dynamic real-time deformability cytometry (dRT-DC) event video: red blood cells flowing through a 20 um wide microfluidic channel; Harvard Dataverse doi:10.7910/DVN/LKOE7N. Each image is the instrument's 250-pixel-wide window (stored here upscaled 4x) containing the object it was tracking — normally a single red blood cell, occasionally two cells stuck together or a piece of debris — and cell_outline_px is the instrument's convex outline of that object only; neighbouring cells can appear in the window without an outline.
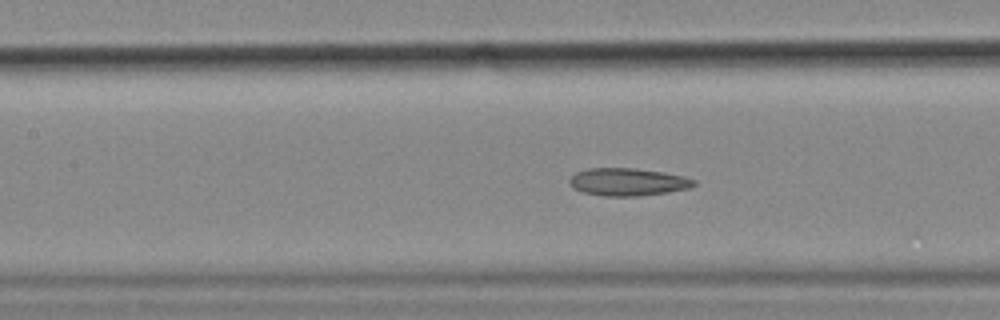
{"species": "common noctule bat (a hibernating species)", "species_latin": "Nyctalus noctula", "temperature_condition": "cold", "stored_images_in_passage": 13, "camera_frame_rate_fps": 3000, "um_per_image_px": 0.085, "animal": {"sex": "female", "body_mass_g": 18.4}, "frame": {"image": 1, "passage_image": 11, "time_ms": 3.333, "image_size_px": [1000, 320], "cell_outline_px": [[696, 184], [688, 188], [664, 192], [636, 196], [604, 196], [584, 192], [572, 188], [568, 180], [576, 172], [588, 168], [636, 168], [684, 176], [696, 180]], "centroid_in_image_um": [53.32, 15.45], "position_along_channel_um": 154.1, "area_um2": 19.83}}